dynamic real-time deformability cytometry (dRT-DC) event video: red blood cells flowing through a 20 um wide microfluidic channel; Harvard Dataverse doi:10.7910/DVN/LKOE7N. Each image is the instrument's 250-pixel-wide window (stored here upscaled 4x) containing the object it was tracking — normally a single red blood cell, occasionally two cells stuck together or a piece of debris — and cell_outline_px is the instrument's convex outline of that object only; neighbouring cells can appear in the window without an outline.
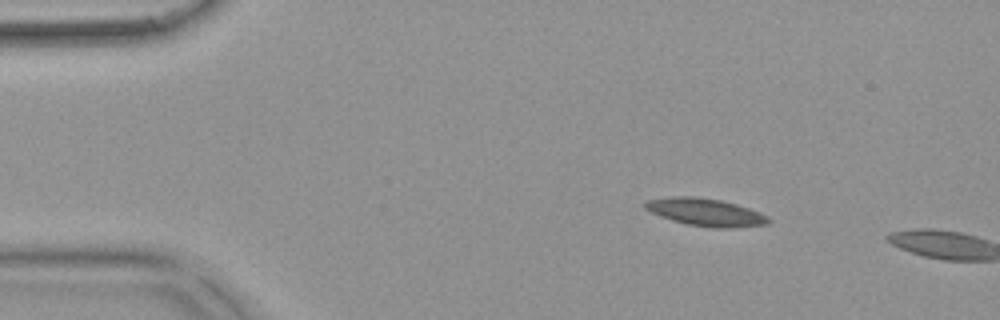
{"species": "common noctule bat (a hibernating species)", "species_latin": "Nyctalus noctula", "temperature_condition": "warm", "stored_images_in_passage": 4, "camera_frame_rate_fps": 3000, "um_per_image_px": 0.085, "animal": {"sex": "female", "body_mass_g": 18.4}, "frame": {"image": 1, "passage_image": 2, "time_ms": 0.333, "image_size_px": [1000, 320], "cell_outline_px": [[772, 220], [768, 224], [728, 228], [712, 228], [688, 224], [672, 220], [660, 216], [644, 208], [644, 204], [648, 200], [676, 196], [692, 196], [720, 200], [736, 204], [748, 208], [768, 216]], "centroid_in_image_um": [59.99, 18.04], "position_along_channel_um": 25.0, "area_um2": 19.59}}